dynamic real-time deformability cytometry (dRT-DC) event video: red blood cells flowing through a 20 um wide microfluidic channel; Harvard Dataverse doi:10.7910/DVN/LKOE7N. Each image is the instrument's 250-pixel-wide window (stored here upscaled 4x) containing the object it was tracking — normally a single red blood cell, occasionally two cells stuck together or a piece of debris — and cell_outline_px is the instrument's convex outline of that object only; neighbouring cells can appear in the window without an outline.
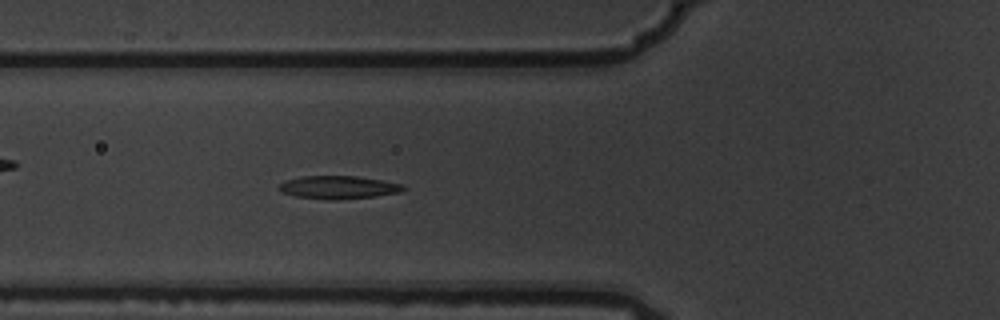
{"species": "common noctule bat (a hibernating species)", "species_latin": "Nyctalus noctula", "temperature_condition": "warm", "stored_images_in_passage": 6, "camera_frame_rate_fps": 3000, "um_per_image_px": 0.085, "animal": {"sex": "male", "body_mass_g": 19.5, "forearm_length_mm": 54.6}, "frame": {"image": 1, "passage_image": 6, "time_ms": 1.667, "image_size_px": [1000, 320], "cell_outline_px": [[408, 188], [400, 192], [376, 196], [336, 200], [328, 200], [296, 196], [280, 192], [276, 188], [280, 184], [288, 180], [304, 176], [356, 176], [380, 180], [400, 184]], "centroid_in_image_um": [28.75, 15.93], "position_along_channel_um": 97.1, "area_um2": 16.59}}